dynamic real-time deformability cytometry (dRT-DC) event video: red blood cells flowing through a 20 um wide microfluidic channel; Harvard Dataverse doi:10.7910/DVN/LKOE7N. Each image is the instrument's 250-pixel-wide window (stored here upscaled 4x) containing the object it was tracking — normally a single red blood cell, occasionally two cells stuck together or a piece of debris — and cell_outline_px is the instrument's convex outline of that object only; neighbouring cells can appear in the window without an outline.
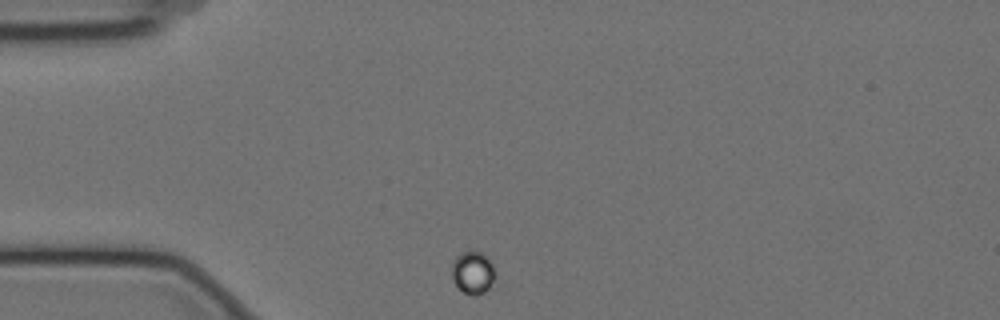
{"species": "Egyptian fruit bat (a non-hibernating species)", "species_latin": "Rousettus aegyptiacus", "temperature_condition": "cold", "stored_images_in_passage": 37, "camera_frame_rate_fps": 3000, "um_per_image_px": 0.085, "animal": {"sex": "female"}, "frame": {"image": 1, "passage_image": 1, "time_ms": 0.0, "image_size_px": [1000, 320], "cell_outline_px": [[496, 276], [488, 288], [484, 292], [472, 296], [464, 292], [456, 284], [452, 276], [452, 260], [460, 252], [484, 252], [488, 256], [492, 264]], "centroid_in_image_um": [40.2, 23.14], "position_along_channel_um": 44.8, "area_um2": 10.75}}